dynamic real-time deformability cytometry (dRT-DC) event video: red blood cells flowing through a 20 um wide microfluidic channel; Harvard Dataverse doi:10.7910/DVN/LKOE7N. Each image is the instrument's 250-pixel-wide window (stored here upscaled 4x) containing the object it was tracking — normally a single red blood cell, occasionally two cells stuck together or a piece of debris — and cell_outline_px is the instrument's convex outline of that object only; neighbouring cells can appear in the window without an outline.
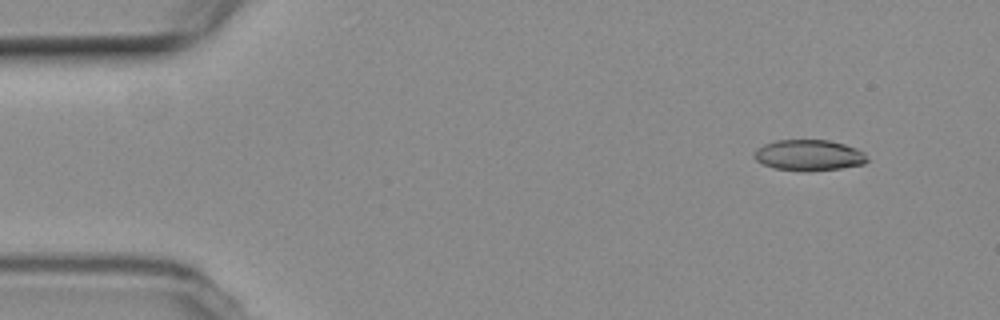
{"species": "common noctule bat (a hibernating species)", "species_latin": "Nyctalus noctula", "temperature_condition": "room temperature", "stored_images_in_passage": 8, "camera_frame_rate_fps": 3000, "um_per_image_px": 0.085, "animal": {"sex": "female", "body_mass_g": 19.3, "forearm_length_mm": 54.1}, "frame": {"image": 1, "passage_image": 2, "time_ms": 1.333, "image_size_px": [1000, 320], "cell_outline_px": [[868, 160], [864, 164], [840, 168], [804, 172], [772, 168], [756, 160], [752, 156], [756, 148], [764, 144], [776, 140], [828, 140], [844, 144], [856, 148], [864, 152]], "centroid_in_image_um": [68.73, 13.2], "position_along_channel_um": 16.3, "area_um2": 20.52}}
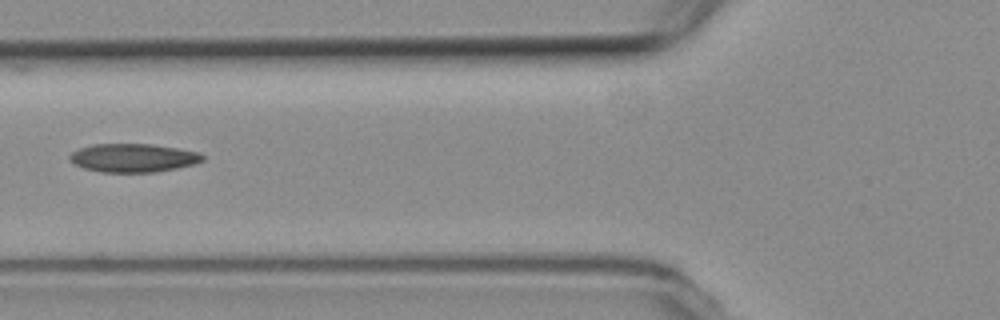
{"frame": {"image": 2, "passage_image": 6, "time_ms": 7.0, "image_size_px": [1000, 320], "cell_outline_px": [[204, 160], [196, 164], [156, 172], [100, 172], [84, 168], [76, 164], [68, 156], [72, 152], [80, 148], [92, 144], [152, 144], [200, 152], [204, 156]], "centroid_in_image_um": [11.36, 13.42], "position_along_channel_um": 114.4, "area_um2": 22.02}}
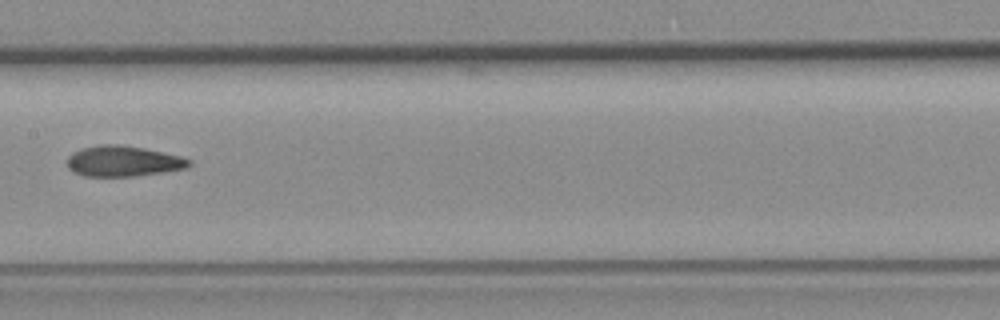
{"frame": {"image": 3, "passage_image": 8, "time_ms": 9.333, "image_size_px": [1000, 320], "cell_outline_px": [[192, 164], [188, 168], [164, 172], [136, 176], [84, 176], [72, 172], [68, 168], [68, 156], [72, 152], [80, 148], [100, 144], [120, 144], [144, 148], [180, 156], [192, 160]], "centroid_in_image_um": [10.47, 13.7], "position_along_channel_um": 196.9, "area_um2": 22.02}}